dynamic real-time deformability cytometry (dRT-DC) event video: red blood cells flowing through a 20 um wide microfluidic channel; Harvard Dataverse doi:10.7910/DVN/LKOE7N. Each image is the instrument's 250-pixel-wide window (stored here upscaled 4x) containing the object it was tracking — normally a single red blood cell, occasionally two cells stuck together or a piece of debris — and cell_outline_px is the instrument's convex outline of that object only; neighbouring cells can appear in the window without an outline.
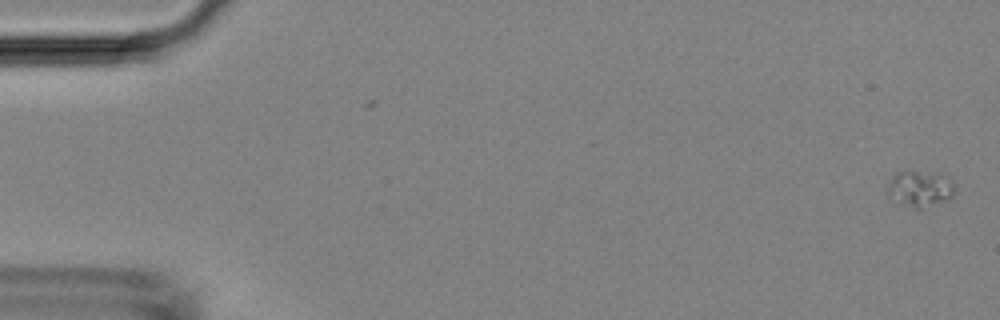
{"species": "Egyptian fruit bat (a non-hibernating species)", "species_latin": "Rousettus aegyptiacus", "temperature_condition": "room temperature", "stored_images_in_passage": 4, "camera_frame_rate_fps": 3000, "um_per_image_px": 0.085, "animal": {"sex": "female"}, "frame": {"image": 1, "passage_image": 1, "time_ms": 0.0, "image_size_px": [1000, 320], "cell_outline_px": [[952, 196], [944, 200], [920, 208], [916, 208], [888, 196], [888, 184], [892, 176], [896, 172], [916, 172], [940, 176], [952, 180]], "centroid_in_image_um": [78.14, 16.04], "position_along_channel_um": 6.9, "area_um2": 13.01}}
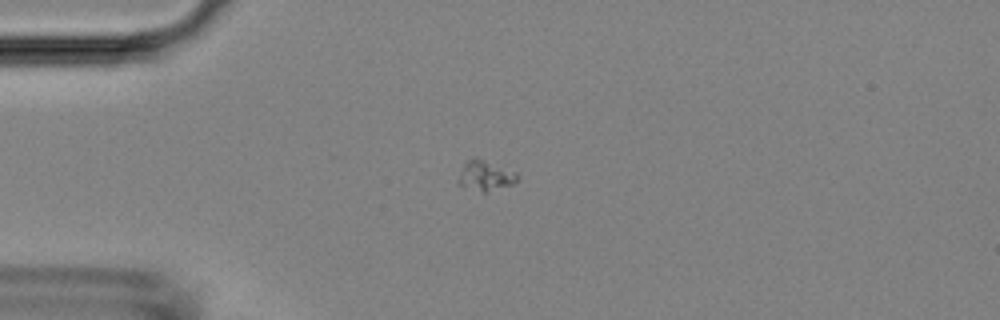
{"frame": {"image": 2, "passage_image": 4, "time_ms": 4.0, "image_size_px": [1000, 320], "cell_outline_px": [[520, 176], [512, 184], [484, 192], [456, 184], [456, 180], [464, 164], [472, 156], [476, 156], [516, 172]], "centroid_in_image_um": [41.22, 14.9], "position_along_channel_um": 43.8, "area_um2": 10.35}}